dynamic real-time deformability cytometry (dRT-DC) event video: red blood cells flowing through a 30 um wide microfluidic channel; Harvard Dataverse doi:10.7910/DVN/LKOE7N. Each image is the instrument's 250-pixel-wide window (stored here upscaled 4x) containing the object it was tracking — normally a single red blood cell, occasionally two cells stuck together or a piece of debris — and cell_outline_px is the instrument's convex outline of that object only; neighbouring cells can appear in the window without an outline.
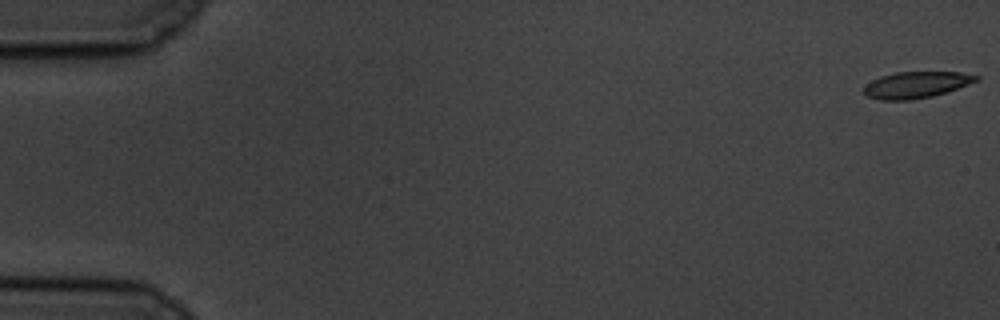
{"species": "common noctule bat (a hibernating species)", "species_latin": "Nyctalus noctula", "temperature_condition": "cold", "stored_images_in_passage": 59, "camera_frame_rate_fps": 3000, "um_per_image_px": 0.085, "animal": {"sex": "male", "body_mass_g": 19.5, "forearm_length_mm": 54.6}, "frame": {"image": 1, "passage_image": 1, "time_ms": 0.0, "image_size_px": [1000, 320], "cell_outline_px": [[980, 80], [932, 96], [912, 100], [880, 100], [868, 96], [864, 92], [864, 88], [872, 80], [880, 76], [896, 72], [960, 72], [980, 76]], "centroid_in_image_um": [77.88, 7.2], "position_along_channel_um": 7.1, "area_um2": 17.11}}
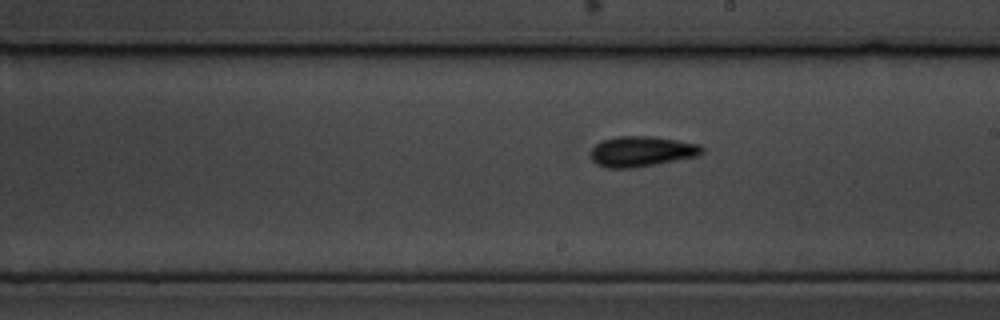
{"frame": {"image": 2, "passage_image": 34, "time_ms": 11.0, "image_size_px": [1000, 320], "cell_outline_px": [[704, 152], [700, 156], [656, 164], [632, 168], [608, 168], [596, 164], [592, 160], [592, 148], [600, 140], [616, 136], [652, 136], [700, 144], [704, 148]], "centroid_in_image_um": [54.56, 12.87], "position_along_channel_um": 234.4, "area_um2": 19.88}}
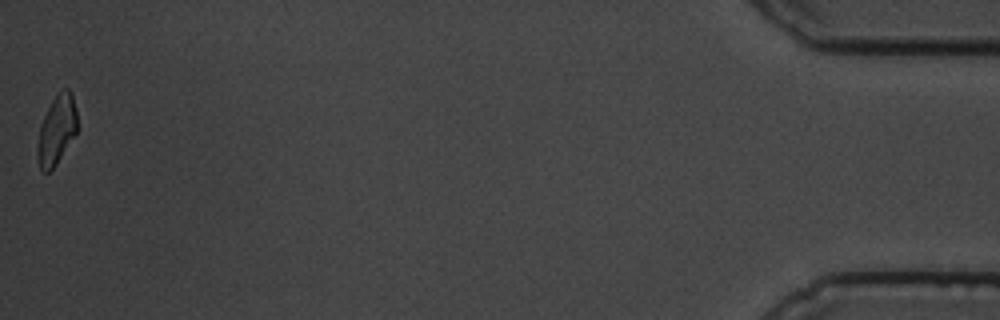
{"frame": {"image": 3, "passage_image": 59, "time_ms": 19.333, "image_size_px": [1000, 320], "cell_outline_px": [[76, 132], [56, 164], [48, 172], [44, 172], [40, 168], [36, 156], [36, 148], [40, 124], [52, 100], [64, 88], [68, 88], [72, 92], [76, 108]], "centroid_in_image_um": [4.79, 11.05], "position_along_channel_um": 430.4, "area_um2": 15.84}, "authors_computed_cell_mechanics": {"area_um2": 17.8602, "velocity_mm_per_s": 3.4456, "shape_relaxation_time_tau1_ms": 4.9114, "shape_relaxation_time_tau2_ms": 6.965, "deformation_change_tau1": 0.1392, "deformation_change_tau2": 0.1671}}